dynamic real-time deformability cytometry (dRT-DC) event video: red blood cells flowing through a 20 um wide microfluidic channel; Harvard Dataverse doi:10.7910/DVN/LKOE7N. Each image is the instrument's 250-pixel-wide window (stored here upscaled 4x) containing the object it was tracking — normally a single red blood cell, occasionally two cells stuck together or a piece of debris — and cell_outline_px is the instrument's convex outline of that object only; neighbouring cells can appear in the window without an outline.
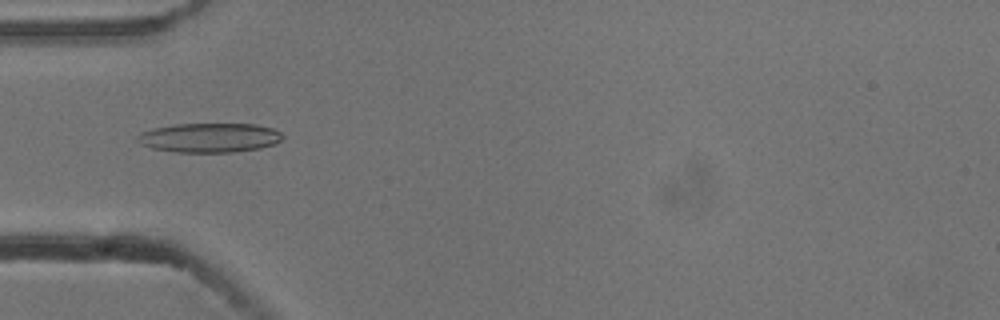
{"species": "common noctule bat (a hibernating species)", "species_latin": "Nyctalus noctula", "temperature_condition": "cold", "stored_images_in_passage": 8, "camera_frame_rate_fps": 3000, "um_per_image_px": 0.085, "animal": {"sex": "male", "body_mass_g": 13.3}, "frame": {"image": 1, "passage_image": 5, "time_ms": 1.333, "image_size_px": [1000, 320], "cell_outline_px": [[284, 136], [276, 144], [260, 148], [232, 152], [176, 152], [152, 148], [140, 144], [136, 140], [136, 136], [140, 132], [152, 128], [176, 124], [256, 124], [272, 128], [280, 132]], "centroid_in_image_um": [17.78, 11.7], "position_along_channel_um": 67.2, "area_um2": 24.97}}
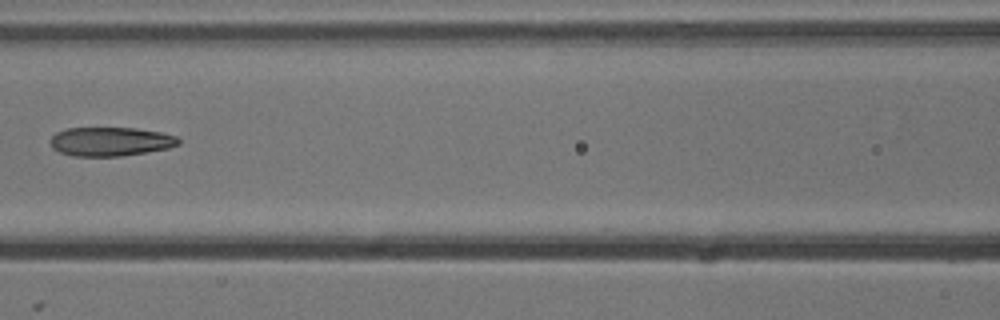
{"frame": {"image": 2, "passage_image": 7, "time_ms": 2.0, "image_size_px": [1000, 320], "cell_outline_px": [[180, 144], [168, 148], [120, 156], [72, 156], [60, 152], [52, 148], [48, 140], [56, 132], [68, 128], [136, 128], [160, 132], [176, 136], [180, 140]], "centroid_in_image_um": [9.35, 12.03], "position_along_channel_um": 157.2, "area_um2": 21.62}}
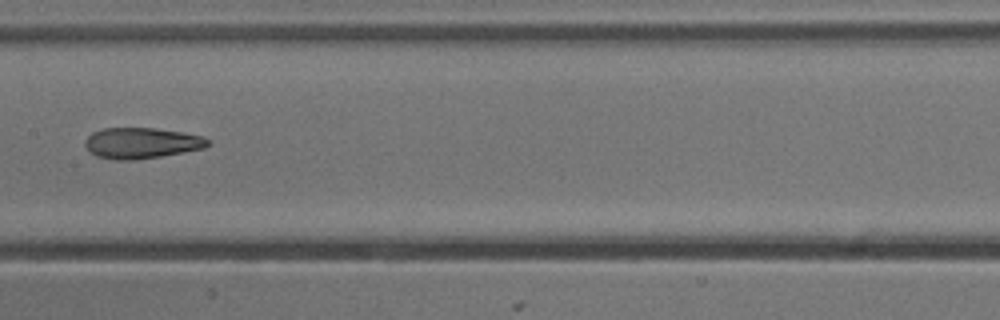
{"frame": {"image": 3, "passage_image": 8, "time_ms": 2.333, "image_size_px": [1000, 320], "cell_outline_px": [[212, 140], [204, 148], [160, 156], [132, 160], [116, 160], [96, 156], [84, 144], [84, 140], [92, 132], [104, 128], [152, 128], [184, 132], [204, 136]], "centroid_in_image_um": [12.05, 12.15], "position_along_channel_um": 195.4, "area_um2": 22.02}}